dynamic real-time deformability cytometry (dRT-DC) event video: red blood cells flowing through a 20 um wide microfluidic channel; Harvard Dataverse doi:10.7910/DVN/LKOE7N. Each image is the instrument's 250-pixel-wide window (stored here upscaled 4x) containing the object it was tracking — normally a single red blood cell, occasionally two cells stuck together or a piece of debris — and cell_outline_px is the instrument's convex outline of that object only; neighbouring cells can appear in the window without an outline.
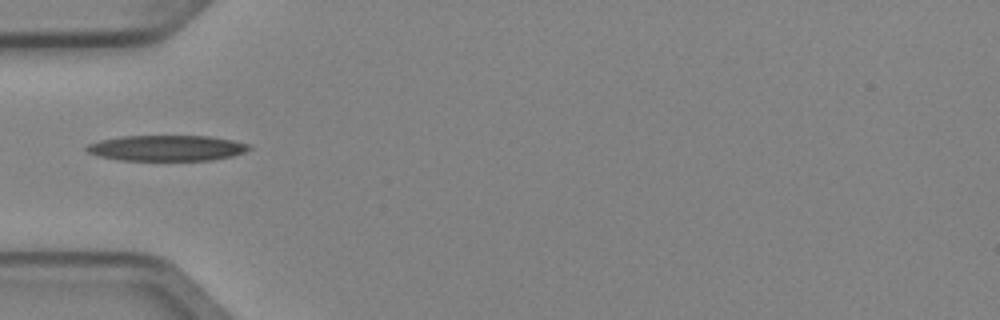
{"species": "Egyptian fruit bat (a non-hibernating species)", "species_latin": "Rousettus aegyptiacus", "temperature_condition": "cold", "stored_images_in_passage": 5, "camera_frame_rate_fps": 3000, "um_per_image_px": 0.085, "animal": {"sex": "female"}, "frame": {"image": 1, "passage_image": 5, "time_ms": 1.333, "image_size_px": [1000, 320], "cell_outline_px": [[252, 148], [244, 152], [232, 156], [212, 160], [120, 160], [100, 156], [88, 152], [84, 148], [88, 144], [100, 140], [120, 136], [208, 136], [232, 140], [252, 144]], "centroid_in_image_um": [14.2, 12.58], "position_along_channel_um": 70.8, "area_um2": 24.33}}